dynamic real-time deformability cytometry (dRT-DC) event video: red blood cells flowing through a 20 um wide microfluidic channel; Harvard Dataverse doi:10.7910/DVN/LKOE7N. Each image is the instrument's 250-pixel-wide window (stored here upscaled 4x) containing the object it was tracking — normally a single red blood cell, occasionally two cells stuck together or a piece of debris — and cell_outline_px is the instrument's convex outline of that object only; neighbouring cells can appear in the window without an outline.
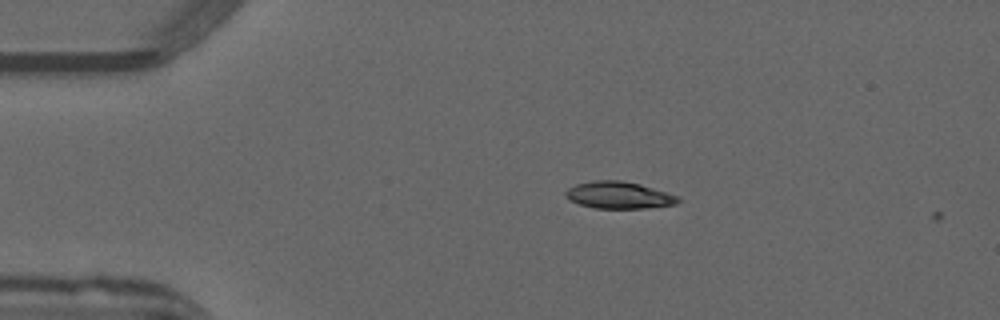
{"species": "common noctule bat (a hibernating species)", "species_latin": "Nyctalus noctula", "temperature_condition": "warm", "stored_images_in_passage": 3, "camera_frame_rate_fps": 3000, "um_per_image_px": 0.085, "animal": {"sex": "male", "forearm_length_mm": 52.5}, "frame": {"image": 1, "passage_image": 2, "time_ms": 0.333, "image_size_px": [1000, 320], "cell_outline_px": [[680, 200], [676, 204], [644, 208], [592, 208], [568, 200], [564, 196], [564, 192], [568, 188], [576, 184], [592, 180], [620, 180], [640, 184], [680, 196]], "centroid_in_image_um": [52.57, 16.58], "position_along_channel_um": 32.4, "area_um2": 17.8}}